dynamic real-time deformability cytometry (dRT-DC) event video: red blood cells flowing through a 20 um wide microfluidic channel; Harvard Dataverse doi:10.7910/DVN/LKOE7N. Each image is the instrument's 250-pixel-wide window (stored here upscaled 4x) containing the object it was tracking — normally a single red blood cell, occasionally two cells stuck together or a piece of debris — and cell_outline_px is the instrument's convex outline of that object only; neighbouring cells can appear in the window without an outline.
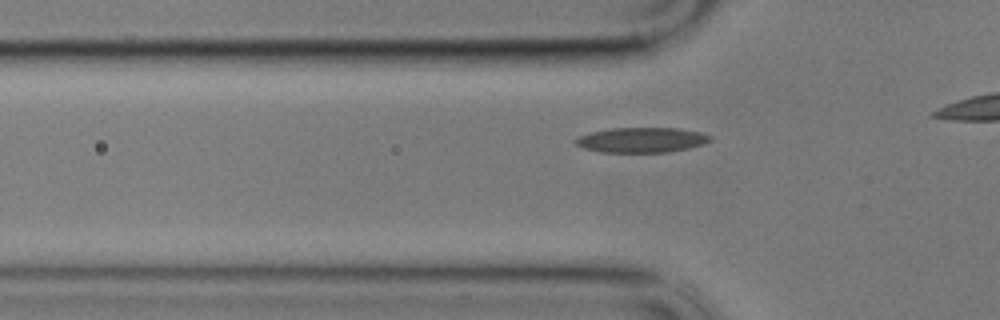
{"species": "common noctule bat (a hibernating species)", "species_latin": "Nyctalus noctula", "temperature_condition": "cold", "stored_images_in_passage": 14, "camera_frame_rate_fps": 3000, "um_per_image_px": 0.085, "animal": {"sex": "male", "body_mass_g": 17.9}, "frame": {"image": 1, "passage_image": 7, "time_ms": 2.0, "image_size_px": [1000, 320], "cell_outline_px": [[712, 140], [704, 144], [688, 148], [668, 152], [600, 152], [584, 148], [576, 144], [572, 140], [580, 136], [592, 132], [612, 128], [676, 128], [700, 132], [712, 136]], "centroid_in_image_um": [54.55, 11.9], "position_along_channel_um": 71.3, "area_um2": 19.59}}
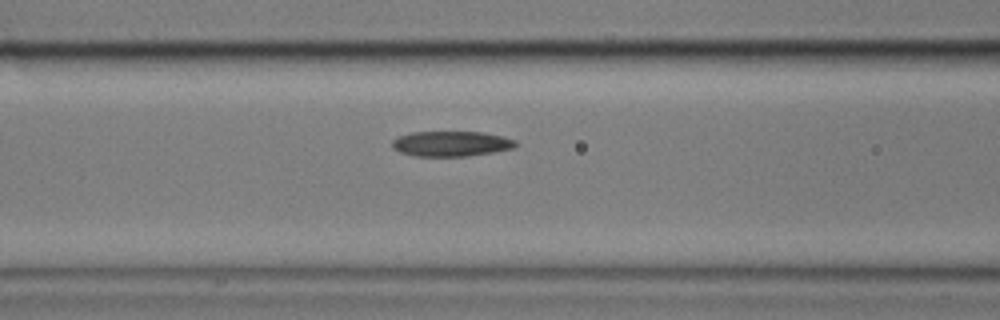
{"frame": {"image": 2, "passage_image": 12, "time_ms": 3.667, "image_size_px": [1000, 320], "cell_outline_px": [[520, 144], [516, 148], [468, 156], [416, 156], [400, 152], [392, 148], [392, 140], [400, 136], [412, 132], [484, 132], [504, 136], [516, 140]], "centroid_in_image_um": [38.41, 12.21], "position_along_channel_um": 128.2, "area_um2": 18.32}}